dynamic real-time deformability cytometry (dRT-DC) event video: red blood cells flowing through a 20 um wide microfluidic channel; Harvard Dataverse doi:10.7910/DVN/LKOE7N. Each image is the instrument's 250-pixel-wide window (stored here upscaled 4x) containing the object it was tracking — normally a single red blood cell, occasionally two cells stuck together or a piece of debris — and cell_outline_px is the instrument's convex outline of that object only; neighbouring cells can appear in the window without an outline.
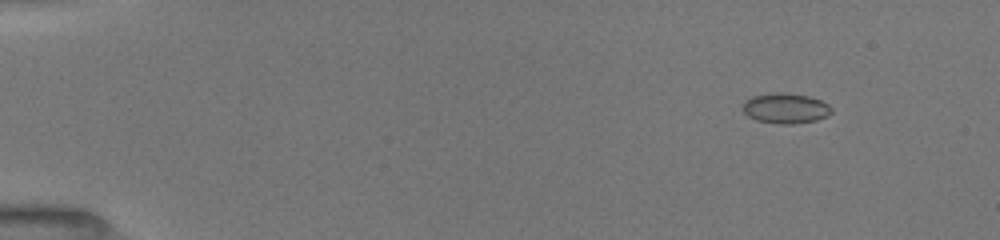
{"species": "common noctule bat (a hibernating species)", "species_latin": "Nyctalus noctula", "temperature_condition": "room temperature", "stored_images_in_passage": 36, "camera_frame_rate_fps": 3000, "um_per_image_px": 0.085, "animal": {"sex": "female", "body_mass_g": 19.5, "forearm_length_mm": 54.1}, "frame": {"image": 1, "passage_image": 1, "time_ms": 0.0, "image_size_px": [1000, 240], "cell_outline_px": [[832, 112], [828, 116], [816, 120], [792, 124], [780, 124], [756, 120], [748, 116], [740, 108], [744, 100], [752, 96], [776, 92], [784, 92], [808, 96], [820, 100], [828, 104], [832, 108]], "centroid_in_image_um": [66.74, 9.2], "position_along_channel_um": 18.3, "area_um2": 15.84}}
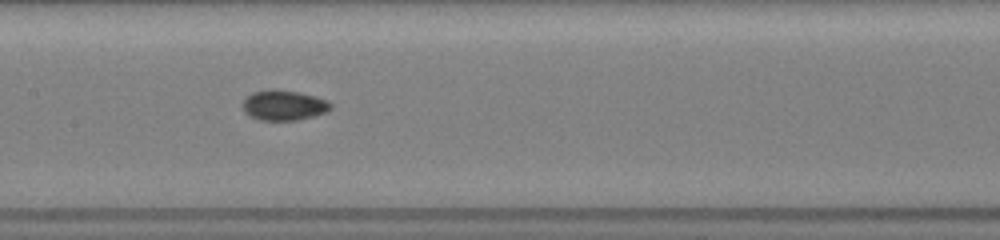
{"frame": {"image": 2, "passage_image": 18, "time_ms": 7.0, "image_size_px": [1000, 240], "cell_outline_px": [[332, 108], [328, 112], [296, 120], [260, 120], [248, 116], [244, 112], [244, 100], [252, 92], [276, 88], [300, 92], [316, 96], [328, 100], [332, 104]], "centroid_in_image_um": [24.15, 8.93], "position_along_channel_um": 183.2, "area_um2": 15.66}}
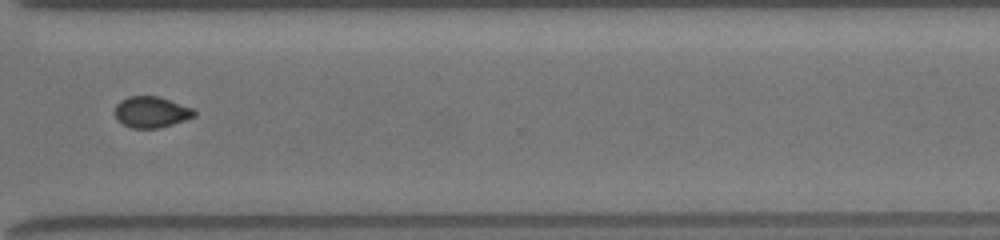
{"frame": {"image": 3, "passage_image": 35, "time_ms": 11.333, "image_size_px": [1000, 240], "cell_outline_px": [[196, 116], [172, 124], [156, 128], [132, 128], [116, 120], [116, 104], [120, 100], [128, 96], [160, 96], [192, 108], [196, 112]], "centroid_in_image_um": [12.86, 9.51], "position_along_channel_um": 357.7, "area_um2": 14.33}}